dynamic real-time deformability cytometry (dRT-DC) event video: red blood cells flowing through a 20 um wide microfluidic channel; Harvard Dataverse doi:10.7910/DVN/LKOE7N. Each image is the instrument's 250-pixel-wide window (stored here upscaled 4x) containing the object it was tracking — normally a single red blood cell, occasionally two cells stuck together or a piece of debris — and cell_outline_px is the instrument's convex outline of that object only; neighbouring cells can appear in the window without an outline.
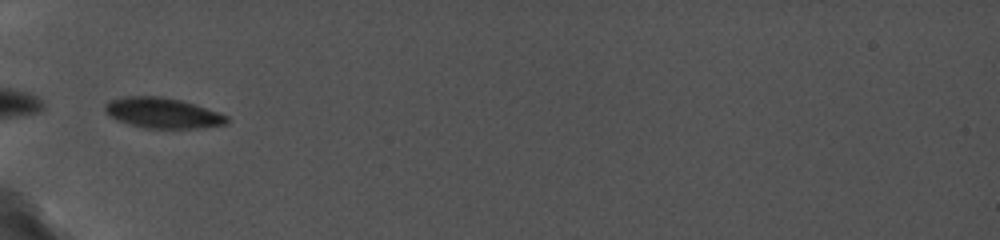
{"species": "common noctule bat (a hibernating species)", "species_latin": "Nyctalus noctula", "temperature_condition": "cold", "stored_images_in_passage": 3, "camera_frame_rate_fps": 5000, "um_per_image_px": 0.085, "animal": {"sex": "female", "body_mass_g": 19.0, "forearm_length_mm": 56.7}, "frame": {"image": 1, "passage_image": 1, "time_ms": 0.0, "image_size_px": [1000, 240], "cell_outline_px": [[228, 124], [204, 128], [144, 128], [116, 120], [104, 112], [104, 104], [120, 96], [160, 96], [180, 100], [196, 104], [220, 112], [228, 116]], "centroid_in_image_um": [13.84, 9.6], "position_along_channel_um": 71.2, "area_um2": 21.91}}